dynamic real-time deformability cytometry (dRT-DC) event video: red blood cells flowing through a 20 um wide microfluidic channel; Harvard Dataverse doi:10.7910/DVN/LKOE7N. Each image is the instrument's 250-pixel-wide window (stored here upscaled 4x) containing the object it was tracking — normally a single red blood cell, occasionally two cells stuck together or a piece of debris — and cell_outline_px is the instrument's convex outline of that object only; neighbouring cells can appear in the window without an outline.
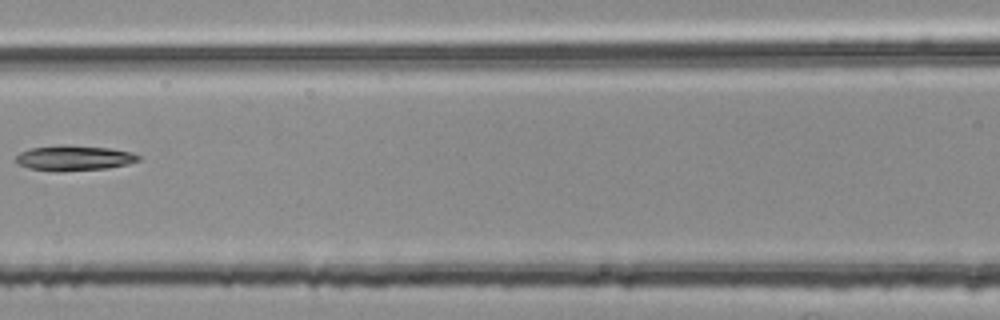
{"species": "common noctule bat (a hibernating species)", "species_latin": "Nyctalus noctula", "temperature_condition": "room temperature", "stored_images_in_passage": 3, "camera_frame_rate_fps": 3000, "um_per_image_px": 0.085, "animal": {"sex": "female", "body_mass_g": 25.1}, "frame": {"image": 1, "passage_image": 3, "time_ms": 0.667, "image_size_px": [1000, 320], "cell_outline_px": [[140, 160], [128, 164], [108, 168], [60, 172], [56, 172], [28, 168], [20, 164], [16, 160], [16, 156], [20, 152], [28, 148], [60, 144], [68, 144], [112, 148], [132, 152], [140, 156]], "centroid_in_image_um": [6.3, 13.42], "position_along_channel_um": 160.3, "area_um2": 18.44}}